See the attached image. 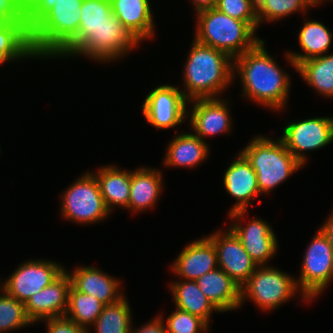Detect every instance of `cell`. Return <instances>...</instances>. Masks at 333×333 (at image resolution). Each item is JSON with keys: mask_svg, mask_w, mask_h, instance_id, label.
Listing matches in <instances>:
<instances>
[{"mask_svg": "<svg viewBox=\"0 0 333 333\" xmlns=\"http://www.w3.org/2000/svg\"><path fill=\"white\" fill-rule=\"evenodd\" d=\"M233 74L240 78L243 97L276 112L285 109L291 78L269 54L264 39L234 59Z\"/></svg>", "mask_w": 333, "mask_h": 333, "instance_id": "1", "label": "cell"}, {"mask_svg": "<svg viewBox=\"0 0 333 333\" xmlns=\"http://www.w3.org/2000/svg\"><path fill=\"white\" fill-rule=\"evenodd\" d=\"M183 71L185 90H181L188 101L217 98L234 80V60L193 38Z\"/></svg>", "mask_w": 333, "mask_h": 333, "instance_id": "2", "label": "cell"}, {"mask_svg": "<svg viewBox=\"0 0 333 333\" xmlns=\"http://www.w3.org/2000/svg\"><path fill=\"white\" fill-rule=\"evenodd\" d=\"M194 39L229 55L233 60L252 49L262 38L245 21L232 18L216 8L196 13Z\"/></svg>", "mask_w": 333, "mask_h": 333, "instance_id": "3", "label": "cell"}, {"mask_svg": "<svg viewBox=\"0 0 333 333\" xmlns=\"http://www.w3.org/2000/svg\"><path fill=\"white\" fill-rule=\"evenodd\" d=\"M257 175L260 194H268L304 166L285 147L280 138L261 134L240 151Z\"/></svg>", "mask_w": 333, "mask_h": 333, "instance_id": "4", "label": "cell"}, {"mask_svg": "<svg viewBox=\"0 0 333 333\" xmlns=\"http://www.w3.org/2000/svg\"><path fill=\"white\" fill-rule=\"evenodd\" d=\"M140 42L112 13L99 27H87L57 58L85 56L99 62L123 58Z\"/></svg>", "mask_w": 333, "mask_h": 333, "instance_id": "5", "label": "cell"}, {"mask_svg": "<svg viewBox=\"0 0 333 333\" xmlns=\"http://www.w3.org/2000/svg\"><path fill=\"white\" fill-rule=\"evenodd\" d=\"M54 6L30 29L38 59H52L77 33L82 0H53Z\"/></svg>", "mask_w": 333, "mask_h": 333, "instance_id": "6", "label": "cell"}, {"mask_svg": "<svg viewBox=\"0 0 333 333\" xmlns=\"http://www.w3.org/2000/svg\"><path fill=\"white\" fill-rule=\"evenodd\" d=\"M299 289L295 278L275 266H257L250 278L241 286L240 307L250 299L263 311H273L294 298Z\"/></svg>", "mask_w": 333, "mask_h": 333, "instance_id": "7", "label": "cell"}, {"mask_svg": "<svg viewBox=\"0 0 333 333\" xmlns=\"http://www.w3.org/2000/svg\"><path fill=\"white\" fill-rule=\"evenodd\" d=\"M299 279L295 281L302 301L312 302L333 280V249L321 228L317 230L304 252Z\"/></svg>", "mask_w": 333, "mask_h": 333, "instance_id": "8", "label": "cell"}, {"mask_svg": "<svg viewBox=\"0 0 333 333\" xmlns=\"http://www.w3.org/2000/svg\"><path fill=\"white\" fill-rule=\"evenodd\" d=\"M61 215L78 224H93L105 220L107 210L93 172H85L71 183L61 195Z\"/></svg>", "mask_w": 333, "mask_h": 333, "instance_id": "9", "label": "cell"}, {"mask_svg": "<svg viewBox=\"0 0 333 333\" xmlns=\"http://www.w3.org/2000/svg\"><path fill=\"white\" fill-rule=\"evenodd\" d=\"M279 137L285 147L305 166V152L315 151L333 142V116L314 117L287 123Z\"/></svg>", "mask_w": 333, "mask_h": 333, "instance_id": "10", "label": "cell"}, {"mask_svg": "<svg viewBox=\"0 0 333 333\" xmlns=\"http://www.w3.org/2000/svg\"><path fill=\"white\" fill-rule=\"evenodd\" d=\"M64 271L65 268L55 261L28 260L19 264L4 282L0 280V288L25 304L32 295L49 286Z\"/></svg>", "mask_w": 333, "mask_h": 333, "instance_id": "11", "label": "cell"}, {"mask_svg": "<svg viewBox=\"0 0 333 333\" xmlns=\"http://www.w3.org/2000/svg\"><path fill=\"white\" fill-rule=\"evenodd\" d=\"M187 105L188 100L182 90L171 84H162L147 94L142 104V114L157 129L176 128L188 118Z\"/></svg>", "mask_w": 333, "mask_h": 333, "instance_id": "12", "label": "cell"}, {"mask_svg": "<svg viewBox=\"0 0 333 333\" xmlns=\"http://www.w3.org/2000/svg\"><path fill=\"white\" fill-rule=\"evenodd\" d=\"M246 213L247 211H236L227 214L232 220L229 228L240 239L242 246L258 266L268 265L267 262L278 250L277 237L264 219L252 218L245 226L242 221Z\"/></svg>", "mask_w": 333, "mask_h": 333, "instance_id": "13", "label": "cell"}, {"mask_svg": "<svg viewBox=\"0 0 333 333\" xmlns=\"http://www.w3.org/2000/svg\"><path fill=\"white\" fill-rule=\"evenodd\" d=\"M207 237L213 242L217 252V264L241 287L258 266L246 252L240 239L228 228L220 229Z\"/></svg>", "mask_w": 333, "mask_h": 333, "instance_id": "14", "label": "cell"}, {"mask_svg": "<svg viewBox=\"0 0 333 333\" xmlns=\"http://www.w3.org/2000/svg\"><path fill=\"white\" fill-rule=\"evenodd\" d=\"M228 100L222 98H199L188 101L194 104L187 111L191 131L201 140L219 134H229L232 129V120Z\"/></svg>", "mask_w": 333, "mask_h": 333, "instance_id": "15", "label": "cell"}, {"mask_svg": "<svg viewBox=\"0 0 333 333\" xmlns=\"http://www.w3.org/2000/svg\"><path fill=\"white\" fill-rule=\"evenodd\" d=\"M70 286V277L64 271L49 286L32 295L25 303L26 314L32 323L65 316Z\"/></svg>", "mask_w": 333, "mask_h": 333, "instance_id": "16", "label": "cell"}, {"mask_svg": "<svg viewBox=\"0 0 333 333\" xmlns=\"http://www.w3.org/2000/svg\"><path fill=\"white\" fill-rule=\"evenodd\" d=\"M170 267L178 278L196 281L218 267L216 248L203 234L202 238L186 245Z\"/></svg>", "mask_w": 333, "mask_h": 333, "instance_id": "17", "label": "cell"}, {"mask_svg": "<svg viewBox=\"0 0 333 333\" xmlns=\"http://www.w3.org/2000/svg\"><path fill=\"white\" fill-rule=\"evenodd\" d=\"M223 185L227 193L236 199V203L228 211H248V206L260 194L257 175L247 159L239 152L228 166L223 176Z\"/></svg>", "mask_w": 333, "mask_h": 333, "instance_id": "18", "label": "cell"}, {"mask_svg": "<svg viewBox=\"0 0 333 333\" xmlns=\"http://www.w3.org/2000/svg\"><path fill=\"white\" fill-rule=\"evenodd\" d=\"M71 286L81 292L95 296L105 305L112 304L121 299L125 294L122 281L101 271L95 266H77L73 271H67Z\"/></svg>", "mask_w": 333, "mask_h": 333, "instance_id": "19", "label": "cell"}, {"mask_svg": "<svg viewBox=\"0 0 333 333\" xmlns=\"http://www.w3.org/2000/svg\"><path fill=\"white\" fill-rule=\"evenodd\" d=\"M195 282L221 313L240 308L241 287L221 268L205 273Z\"/></svg>", "mask_w": 333, "mask_h": 333, "instance_id": "20", "label": "cell"}, {"mask_svg": "<svg viewBox=\"0 0 333 333\" xmlns=\"http://www.w3.org/2000/svg\"><path fill=\"white\" fill-rule=\"evenodd\" d=\"M112 13L141 43L152 39L155 27L150 0H110Z\"/></svg>", "mask_w": 333, "mask_h": 333, "instance_id": "21", "label": "cell"}, {"mask_svg": "<svg viewBox=\"0 0 333 333\" xmlns=\"http://www.w3.org/2000/svg\"><path fill=\"white\" fill-rule=\"evenodd\" d=\"M163 188L161 170L140 167L131 171L129 211L138 213L150 210L160 199Z\"/></svg>", "mask_w": 333, "mask_h": 333, "instance_id": "22", "label": "cell"}, {"mask_svg": "<svg viewBox=\"0 0 333 333\" xmlns=\"http://www.w3.org/2000/svg\"><path fill=\"white\" fill-rule=\"evenodd\" d=\"M208 142L201 140L194 133H180L167 145L163 165L170 168H194L209 157Z\"/></svg>", "mask_w": 333, "mask_h": 333, "instance_id": "23", "label": "cell"}, {"mask_svg": "<svg viewBox=\"0 0 333 333\" xmlns=\"http://www.w3.org/2000/svg\"><path fill=\"white\" fill-rule=\"evenodd\" d=\"M303 25L298 34V43L304 53L292 51L285 53L288 63L295 70L301 62L328 54L333 39V33L319 21H304Z\"/></svg>", "mask_w": 333, "mask_h": 333, "instance_id": "24", "label": "cell"}, {"mask_svg": "<svg viewBox=\"0 0 333 333\" xmlns=\"http://www.w3.org/2000/svg\"><path fill=\"white\" fill-rule=\"evenodd\" d=\"M118 166H101L94 176L98 181L101 195L107 210L111 213L115 206L127 209L130 198L131 171Z\"/></svg>", "mask_w": 333, "mask_h": 333, "instance_id": "25", "label": "cell"}, {"mask_svg": "<svg viewBox=\"0 0 333 333\" xmlns=\"http://www.w3.org/2000/svg\"><path fill=\"white\" fill-rule=\"evenodd\" d=\"M23 58L38 59L27 22H0V65Z\"/></svg>", "mask_w": 333, "mask_h": 333, "instance_id": "26", "label": "cell"}, {"mask_svg": "<svg viewBox=\"0 0 333 333\" xmlns=\"http://www.w3.org/2000/svg\"><path fill=\"white\" fill-rule=\"evenodd\" d=\"M170 292L173 296L175 308L203 319L209 326L212 312L220 311L203 294L199 286L192 280H176L170 283Z\"/></svg>", "mask_w": 333, "mask_h": 333, "instance_id": "27", "label": "cell"}, {"mask_svg": "<svg viewBox=\"0 0 333 333\" xmlns=\"http://www.w3.org/2000/svg\"><path fill=\"white\" fill-rule=\"evenodd\" d=\"M296 71L318 94L333 98V53L301 62Z\"/></svg>", "mask_w": 333, "mask_h": 333, "instance_id": "28", "label": "cell"}, {"mask_svg": "<svg viewBox=\"0 0 333 333\" xmlns=\"http://www.w3.org/2000/svg\"><path fill=\"white\" fill-rule=\"evenodd\" d=\"M92 326L96 333H131L132 315L126 296L105 305Z\"/></svg>", "mask_w": 333, "mask_h": 333, "instance_id": "29", "label": "cell"}, {"mask_svg": "<svg viewBox=\"0 0 333 333\" xmlns=\"http://www.w3.org/2000/svg\"><path fill=\"white\" fill-rule=\"evenodd\" d=\"M105 304L95 296L81 293L72 286L68 292V308L65 317L75 322L78 326L90 328L101 314Z\"/></svg>", "mask_w": 333, "mask_h": 333, "instance_id": "30", "label": "cell"}, {"mask_svg": "<svg viewBox=\"0 0 333 333\" xmlns=\"http://www.w3.org/2000/svg\"><path fill=\"white\" fill-rule=\"evenodd\" d=\"M315 6L318 5L313 0H256V16L260 27L263 21L277 22L296 12L305 14Z\"/></svg>", "mask_w": 333, "mask_h": 333, "instance_id": "31", "label": "cell"}, {"mask_svg": "<svg viewBox=\"0 0 333 333\" xmlns=\"http://www.w3.org/2000/svg\"><path fill=\"white\" fill-rule=\"evenodd\" d=\"M0 333H8L32 325L25 304L0 288Z\"/></svg>", "mask_w": 333, "mask_h": 333, "instance_id": "32", "label": "cell"}, {"mask_svg": "<svg viewBox=\"0 0 333 333\" xmlns=\"http://www.w3.org/2000/svg\"><path fill=\"white\" fill-rule=\"evenodd\" d=\"M111 14L110 1L83 0L78 33L53 58H57L87 27L104 25Z\"/></svg>", "mask_w": 333, "mask_h": 333, "instance_id": "33", "label": "cell"}, {"mask_svg": "<svg viewBox=\"0 0 333 333\" xmlns=\"http://www.w3.org/2000/svg\"><path fill=\"white\" fill-rule=\"evenodd\" d=\"M167 333H204L210 326L200 317L175 309L167 320L164 319Z\"/></svg>", "mask_w": 333, "mask_h": 333, "instance_id": "34", "label": "cell"}, {"mask_svg": "<svg viewBox=\"0 0 333 333\" xmlns=\"http://www.w3.org/2000/svg\"><path fill=\"white\" fill-rule=\"evenodd\" d=\"M215 8L232 18L247 22L255 31L259 27L256 0H217Z\"/></svg>", "mask_w": 333, "mask_h": 333, "instance_id": "35", "label": "cell"}, {"mask_svg": "<svg viewBox=\"0 0 333 333\" xmlns=\"http://www.w3.org/2000/svg\"><path fill=\"white\" fill-rule=\"evenodd\" d=\"M19 8L31 29L53 6V0H18Z\"/></svg>", "mask_w": 333, "mask_h": 333, "instance_id": "36", "label": "cell"}, {"mask_svg": "<svg viewBox=\"0 0 333 333\" xmlns=\"http://www.w3.org/2000/svg\"><path fill=\"white\" fill-rule=\"evenodd\" d=\"M40 322L46 323V333H90V330L78 326L75 322L66 318L65 316L48 318Z\"/></svg>", "mask_w": 333, "mask_h": 333, "instance_id": "37", "label": "cell"}, {"mask_svg": "<svg viewBox=\"0 0 333 333\" xmlns=\"http://www.w3.org/2000/svg\"><path fill=\"white\" fill-rule=\"evenodd\" d=\"M0 22H27L18 0H0Z\"/></svg>", "mask_w": 333, "mask_h": 333, "instance_id": "38", "label": "cell"}, {"mask_svg": "<svg viewBox=\"0 0 333 333\" xmlns=\"http://www.w3.org/2000/svg\"><path fill=\"white\" fill-rule=\"evenodd\" d=\"M162 316L161 312V315H157L139 328H132L131 333H167V327Z\"/></svg>", "mask_w": 333, "mask_h": 333, "instance_id": "39", "label": "cell"}, {"mask_svg": "<svg viewBox=\"0 0 333 333\" xmlns=\"http://www.w3.org/2000/svg\"><path fill=\"white\" fill-rule=\"evenodd\" d=\"M323 232L329 239L330 245L333 249V210L329 217L325 220V223L320 225Z\"/></svg>", "mask_w": 333, "mask_h": 333, "instance_id": "40", "label": "cell"}, {"mask_svg": "<svg viewBox=\"0 0 333 333\" xmlns=\"http://www.w3.org/2000/svg\"><path fill=\"white\" fill-rule=\"evenodd\" d=\"M191 2L196 13L205 9L215 8L217 4V0H191Z\"/></svg>", "mask_w": 333, "mask_h": 333, "instance_id": "41", "label": "cell"}, {"mask_svg": "<svg viewBox=\"0 0 333 333\" xmlns=\"http://www.w3.org/2000/svg\"><path fill=\"white\" fill-rule=\"evenodd\" d=\"M318 6L321 4V0H313Z\"/></svg>", "mask_w": 333, "mask_h": 333, "instance_id": "42", "label": "cell"}, {"mask_svg": "<svg viewBox=\"0 0 333 333\" xmlns=\"http://www.w3.org/2000/svg\"><path fill=\"white\" fill-rule=\"evenodd\" d=\"M325 1H329V0H321V3L325 2ZM331 1V0H330ZM333 1V0H332Z\"/></svg>", "mask_w": 333, "mask_h": 333, "instance_id": "43", "label": "cell"}]
</instances>
